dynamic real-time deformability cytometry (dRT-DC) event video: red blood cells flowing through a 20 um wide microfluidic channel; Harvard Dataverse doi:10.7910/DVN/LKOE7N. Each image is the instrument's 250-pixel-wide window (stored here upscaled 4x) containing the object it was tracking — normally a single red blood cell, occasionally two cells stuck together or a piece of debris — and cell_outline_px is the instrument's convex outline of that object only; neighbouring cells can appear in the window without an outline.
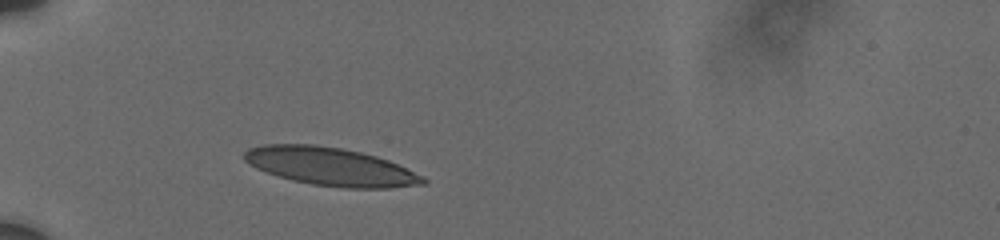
{"species": "human", "species_latin": "Homo sapiens", "temperature_condition": "cold", "stored_images_in_passage": 58, "camera_frame_rate_fps": 3000, "um_per_image_px": 0.085, "donor": {"sex": "male"}, "frame": {"image": 1, "passage_image": 4, "time_ms": 1.333, "image_size_px": [1000, 240], "cell_outline_px": [[428, 184], [388, 188], [344, 188], [312, 184], [292, 180], [256, 168], [244, 160], [244, 152], [248, 148], [264, 144], [312, 144], [340, 148], [360, 152], [376, 156], [388, 160], [424, 176], [428, 180]], "centroid_in_image_um": [28.13, 14.16], "position_along_channel_um": 56.9, "area_um2": 39.59}}
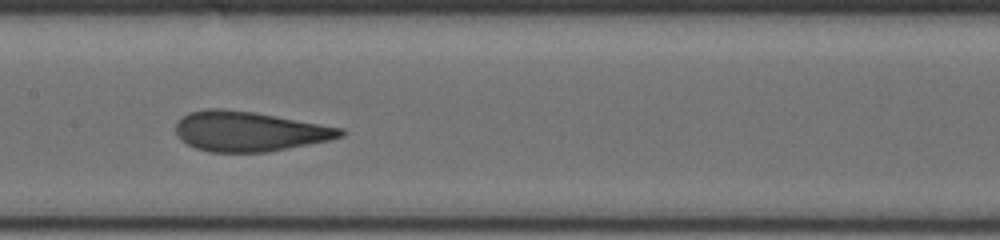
{"frame": {"image": 2, "passage_image": 37, "time_ms": 5.333, "image_size_px": [1000, 240], "cell_outline_px": [[348, 132], [344, 136], [328, 140], [268, 152], [208, 152], [196, 148], [180, 140], [176, 136], [176, 124], [188, 112], [208, 108], [220, 108], [252, 112], [344, 128]], "centroid_in_image_um": [21.18, 11.17], "position_along_channel_um": 186.2, "area_um2": 38.21}}
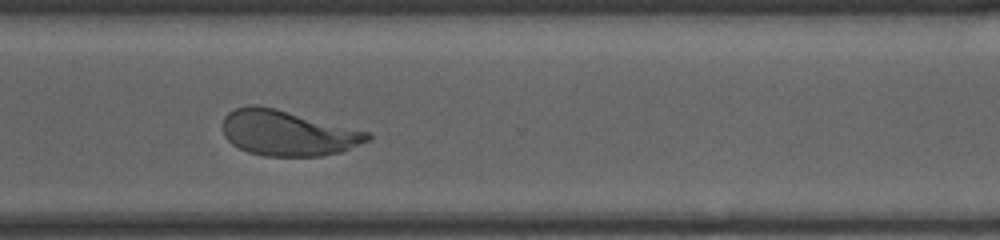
{"frame": {"image": 3, "passage_image": 57, "time_ms": 9.667, "image_size_px": [1000, 240], "cell_outline_px": [[372, 136], [368, 140], [344, 152], [320, 156], [264, 156], [248, 152], [232, 144], [224, 136], [220, 124], [224, 116], [228, 112], [236, 108], [252, 104], [256, 104], [276, 108], [372, 132]], "centroid_in_image_um": [24.45, 11.3], "position_along_channel_um": 346.2, "area_um2": 38.96}}